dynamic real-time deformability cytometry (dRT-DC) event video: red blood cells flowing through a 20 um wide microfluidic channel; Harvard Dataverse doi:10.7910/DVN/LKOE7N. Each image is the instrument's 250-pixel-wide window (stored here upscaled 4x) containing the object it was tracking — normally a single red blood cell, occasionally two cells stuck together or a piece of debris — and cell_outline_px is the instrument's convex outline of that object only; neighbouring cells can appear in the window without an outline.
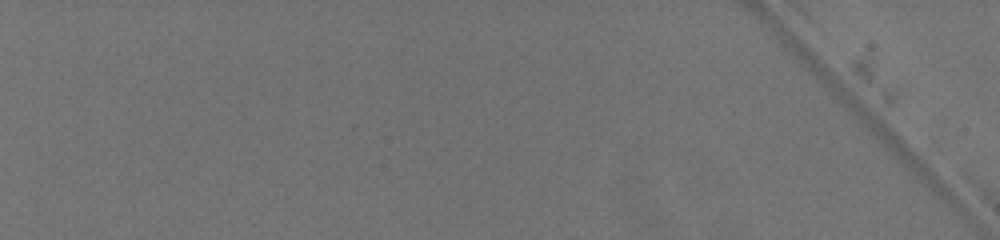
{"species": "common noctule bat (a hibernating species)", "species_latin": "Nyctalus noctula", "temperature_condition": "warm", "stored_images_in_passage": 2, "camera_frame_rate_fps": 3000, "um_per_image_px": 0.085, "animal": {"sex": "female", "body_mass_g": 19.5, "forearm_length_mm": 54.1}, "frame": {"image": 1, "passage_image": 1, "time_ms": 0.0, "image_size_px": [1000, 240], "cell_outline_px": [[212, 180], [204, 188], [168, 220], [156, 224], [148, 212], [180, 180], [192, 172], [208, 168]], "centroid_in_image_um": [15.32, 16.61], "position_along_channel_um": 69.7, "area_um2": 10.29}}